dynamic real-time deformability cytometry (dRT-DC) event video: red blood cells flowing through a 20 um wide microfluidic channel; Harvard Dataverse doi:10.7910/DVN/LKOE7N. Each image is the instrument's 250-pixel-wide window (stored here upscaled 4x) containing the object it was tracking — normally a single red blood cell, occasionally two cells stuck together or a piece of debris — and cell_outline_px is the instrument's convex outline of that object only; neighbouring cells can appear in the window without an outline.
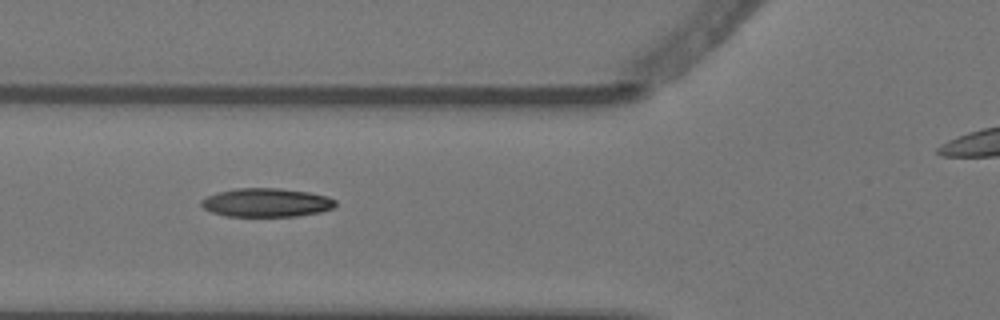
{"species": "Egyptian fruit bat (a non-hibernating species)", "species_latin": "Rousettus aegyptiacus", "temperature_condition": "warm", "stored_images_in_passage": 7, "camera_frame_rate_fps": 3000, "um_per_image_px": 0.085, "animal": {"sex": "female"}, "frame": {"image": 1, "passage_image": 6, "time_ms": 1.667, "image_size_px": [1000, 320], "cell_outline_px": [[336, 204], [332, 208], [320, 212], [296, 216], [224, 216], [212, 212], [204, 208], [200, 204], [200, 200], [216, 192], [236, 188], [280, 188], [308, 192], [328, 196], [336, 200]], "centroid_in_image_um": [22.63, 17.21], "position_along_channel_um": 103.2, "area_um2": 22.48}}
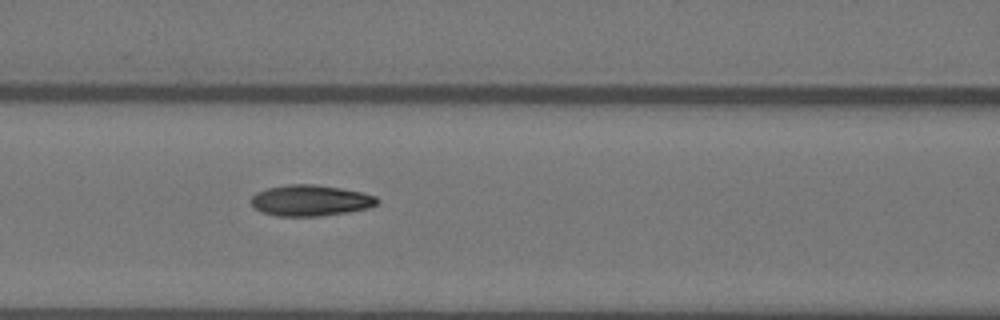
{"frame": {"image": 2, "passage_image": 7, "time_ms": 2.0, "image_size_px": [1000, 320], "cell_outline_px": [[380, 200], [376, 204], [368, 208], [348, 212], [320, 216], [276, 216], [260, 212], [252, 204], [252, 196], [256, 192], [268, 188], [288, 184], [312, 184], [340, 188], [364, 192], [376, 196]], "centroid_in_image_um": [26.4, 17.04], "position_along_channel_um": 140.2, "area_um2": 22.83}}